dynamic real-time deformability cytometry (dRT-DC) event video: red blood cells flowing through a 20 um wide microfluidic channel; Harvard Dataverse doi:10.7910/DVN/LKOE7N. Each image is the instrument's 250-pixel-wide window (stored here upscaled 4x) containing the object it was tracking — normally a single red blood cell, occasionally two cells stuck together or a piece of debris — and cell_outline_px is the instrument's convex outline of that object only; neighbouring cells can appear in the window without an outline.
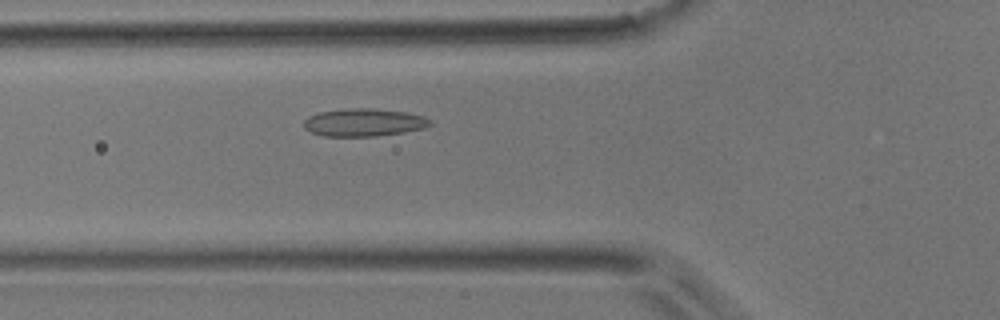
{"species": "common noctule bat (a hibernating species)", "species_latin": "Nyctalus noctula", "temperature_condition": "room temperature", "stored_images_in_passage": 44, "camera_frame_rate_fps": 3000, "um_per_image_px": 0.085, "animal": {"sex": "male", "body_mass_g": 17.9}, "frame": {"image": 1, "passage_image": 12, "time_ms": 3.667, "image_size_px": [1000, 320], "cell_outline_px": [[432, 124], [424, 128], [404, 132], [376, 136], [324, 136], [312, 132], [304, 128], [304, 120], [308, 116], [320, 112], [344, 108], [372, 108], [408, 112], [424, 116], [432, 120]], "centroid_in_image_um": [30.95, 10.4], "position_along_channel_um": 94.8, "area_um2": 20.58}}
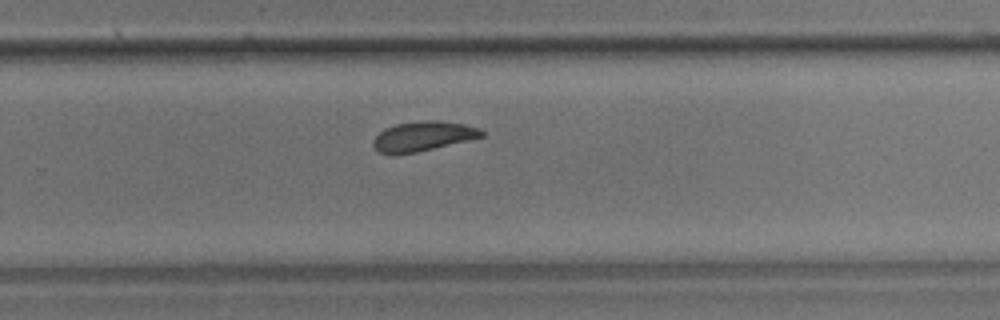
{"frame": {"image": 2, "passage_image": 27, "time_ms": 8.667, "image_size_px": [1000, 320], "cell_outline_px": [[484, 136], [416, 152], [380, 152], [372, 144], [372, 140], [384, 128], [396, 124], [424, 120], [440, 120], [464, 124], [476, 128], [484, 132]], "centroid_in_image_um": [35.96, 11.54], "position_along_channel_um": 293.8, "area_um2": 18.15}}
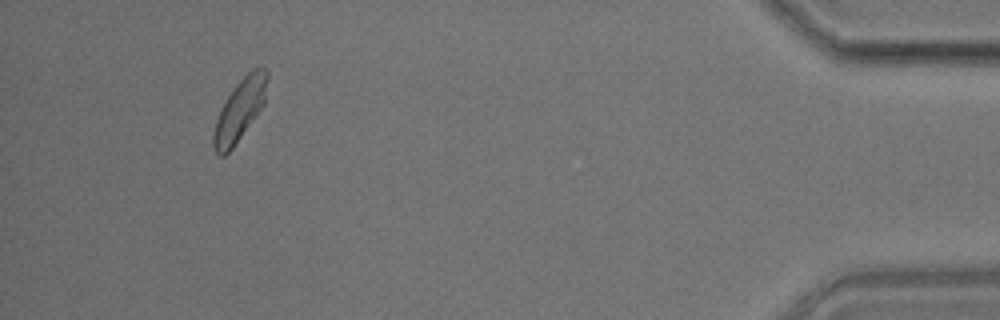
{"frame": {"image": 3, "passage_image": 41, "time_ms": 13.333, "image_size_px": [1000, 320], "cell_outline_px": [[268, 76], [264, 104], [232, 148], [224, 156], [220, 156], [216, 152], [212, 144], [212, 136], [216, 120], [228, 96], [236, 84], [252, 68], [264, 68], [268, 72]], "centroid_in_image_um": [20.38, 9.34], "position_along_channel_um": 414.8, "area_um2": 18.79}}